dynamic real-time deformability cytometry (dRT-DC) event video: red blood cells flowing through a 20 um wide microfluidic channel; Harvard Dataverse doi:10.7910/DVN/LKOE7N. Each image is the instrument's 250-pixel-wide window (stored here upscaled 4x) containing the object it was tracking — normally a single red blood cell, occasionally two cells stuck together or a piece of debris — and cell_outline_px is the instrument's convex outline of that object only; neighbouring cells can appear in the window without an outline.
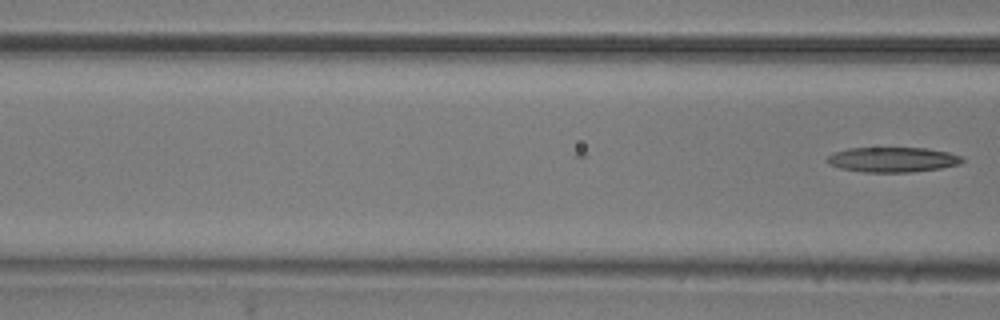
{"species": "common noctule bat (a hibernating species)", "species_latin": "Nyctalus noctula", "temperature_condition": "room temperature", "stored_images_in_passage": 4, "camera_frame_rate_fps": 3000, "um_per_image_px": 0.085, "animal": {"sex": "male", "body_mass_g": 20.5, "forearm_length_mm": 52.5}, "frame": {"image": 1, "passage_image": 4, "time_ms": 1.0, "image_size_px": [1000, 320], "cell_outline_px": [[964, 160], [960, 164], [940, 168], [912, 172], [864, 172], [840, 168], [828, 164], [824, 160], [832, 152], [848, 148], [928, 148], [948, 152], [964, 156]], "centroid_in_image_um": [75.86, 13.56], "position_along_channel_um": 90.7, "area_um2": 19.88}}